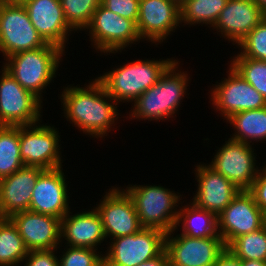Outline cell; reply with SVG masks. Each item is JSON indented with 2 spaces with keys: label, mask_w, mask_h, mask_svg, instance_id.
Returning a JSON list of instances; mask_svg holds the SVG:
<instances>
[{
  "label": "cell",
  "mask_w": 266,
  "mask_h": 266,
  "mask_svg": "<svg viewBox=\"0 0 266 266\" xmlns=\"http://www.w3.org/2000/svg\"><path fill=\"white\" fill-rule=\"evenodd\" d=\"M91 80L84 87L73 84L63 87L59 95L64 111L62 116L83 134L103 139L120 121L119 103L96 77Z\"/></svg>",
  "instance_id": "1"
},
{
  "label": "cell",
  "mask_w": 266,
  "mask_h": 266,
  "mask_svg": "<svg viewBox=\"0 0 266 266\" xmlns=\"http://www.w3.org/2000/svg\"><path fill=\"white\" fill-rule=\"evenodd\" d=\"M180 61L175 60L160 76L159 80L131 105L130 120L163 121L175 118L180 104L188 92L190 76L179 66ZM190 79V80H189ZM134 104V105H133Z\"/></svg>",
  "instance_id": "2"
},
{
  "label": "cell",
  "mask_w": 266,
  "mask_h": 266,
  "mask_svg": "<svg viewBox=\"0 0 266 266\" xmlns=\"http://www.w3.org/2000/svg\"><path fill=\"white\" fill-rule=\"evenodd\" d=\"M65 54L63 49L47 43L41 48L8 56L1 67L8 71L24 89L43 102L42 93L45 94L46 87L54 81Z\"/></svg>",
  "instance_id": "3"
},
{
  "label": "cell",
  "mask_w": 266,
  "mask_h": 266,
  "mask_svg": "<svg viewBox=\"0 0 266 266\" xmlns=\"http://www.w3.org/2000/svg\"><path fill=\"white\" fill-rule=\"evenodd\" d=\"M173 58L133 60L118 65L96 78L119 104L121 102L133 103L159 80L165 70L176 60L175 57Z\"/></svg>",
  "instance_id": "4"
},
{
  "label": "cell",
  "mask_w": 266,
  "mask_h": 266,
  "mask_svg": "<svg viewBox=\"0 0 266 266\" xmlns=\"http://www.w3.org/2000/svg\"><path fill=\"white\" fill-rule=\"evenodd\" d=\"M124 190L132 199L143 228L169 233L176 227L182 194L164 188L161 184H129Z\"/></svg>",
  "instance_id": "5"
},
{
  "label": "cell",
  "mask_w": 266,
  "mask_h": 266,
  "mask_svg": "<svg viewBox=\"0 0 266 266\" xmlns=\"http://www.w3.org/2000/svg\"><path fill=\"white\" fill-rule=\"evenodd\" d=\"M88 32L93 49L102 55L122 53L132 44L142 42L136 24L129 19L119 16L105 8L98 6L90 24L85 29ZM99 51V52H98Z\"/></svg>",
  "instance_id": "6"
},
{
  "label": "cell",
  "mask_w": 266,
  "mask_h": 266,
  "mask_svg": "<svg viewBox=\"0 0 266 266\" xmlns=\"http://www.w3.org/2000/svg\"><path fill=\"white\" fill-rule=\"evenodd\" d=\"M166 233L155 228H142L138 233L110 239L103 252L104 266H137L165 250Z\"/></svg>",
  "instance_id": "7"
},
{
  "label": "cell",
  "mask_w": 266,
  "mask_h": 266,
  "mask_svg": "<svg viewBox=\"0 0 266 266\" xmlns=\"http://www.w3.org/2000/svg\"><path fill=\"white\" fill-rule=\"evenodd\" d=\"M0 70V125L42 123L43 102L24 89L3 67Z\"/></svg>",
  "instance_id": "8"
},
{
  "label": "cell",
  "mask_w": 266,
  "mask_h": 266,
  "mask_svg": "<svg viewBox=\"0 0 266 266\" xmlns=\"http://www.w3.org/2000/svg\"><path fill=\"white\" fill-rule=\"evenodd\" d=\"M54 125L36 123L19 126L20 157L24 166L42 169L62 167L60 135Z\"/></svg>",
  "instance_id": "9"
},
{
  "label": "cell",
  "mask_w": 266,
  "mask_h": 266,
  "mask_svg": "<svg viewBox=\"0 0 266 266\" xmlns=\"http://www.w3.org/2000/svg\"><path fill=\"white\" fill-rule=\"evenodd\" d=\"M46 44L31 23L23 4L0 3V53L4 59Z\"/></svg>",
  "instance_id": "10"
},
{
  "label": "cell",
  "mask_w": 266,
  "mask_h": 266,
  "mask_svg": "<svg viewBox=\"0 0 266 266\" xmlns=\"http://www.w3.org/2000/svg\"><path fill=\"white\" fill-rule=\"evenodd\" d=\"M229 68V70H228ZM227 68V78L213 84L209 91L210 101L214 110L222 116L223 121L233 114L266 107L264 98L249 84L230 64ZM218 83V84H217Z\"/></svg>",
  "instance_id": "11"
},
{
  "label": "cell",
  "mask_w": 266,
  "mask_h": 266,
  "mask_svg": "<svg viewBox=\"0 0 266 266\" xmlns=\"http://www.w3.org/2000/svg\"><path fill=\"white\" fill-rule=\"evenodd\" d=\"M252 146L254 145L228 138L220 148L217 147L218 150L208 165L240 190H249L260 168Z\"/></svg>",
  "instance_id": "12"
},
{
  "label": "cell",
  "mask_w": 266,
  "mask_h": 266,
  "mask_svg": "<svg viewBox=\"0 0 266 266\" xmlns=\"http://www.w3.org/2000/svg\"><path fill=\"white\" fill-rule=\"evenodd\" d=\"M96 205L106 239L133 235L143 228L134 203L124 188L111 186Z\"/></svg>",
  "instance_id": "13"
},
{
  "label": "cell",
  "mask_w": 266,
  "mask_h": 266,
  "mask_svg": "<svg viewBox=\"0 0 266 266\" xmlns=\"http://www.w3.org/2000/svg\"><path fill=\"white\" fill-rule=\"evenodd\" d=\"M217 221L218 234L227 246L233 239L264 227L266 214L248 190H241L220 213Z\"/></svg>",
  "instance_id": "14"
},
{
  "label": "cell",
  "mask_w": 266,
  "mask_h": 266,
  "mask_svg": "<svg viewBox=\"0 0 266 266\" xmlns=\"http://www.w3.org/2000/svg\"><path fill=\"white\" fill-rule=\"evenodd\" d=\"M178 230L179 228H174L171 232L166 233L165 237V250L169 258L178 264L213 266L218 256L226 249L219 234L211 237L193 238L181 233L175 234Z\"/></svg>",
  "instance_id": "15"
},
{
  "label": "cell",
  "mask_w": 266,
  "mask_h": 266,
  "mask_svg": "<svg viewBox=\"0 0 266 266\" xmlns=\"http://www.w3.org/2000/svg\"><path fill=\"white\" fill-rule=\"evenodd\" d=\"M180 25V7L171 0H140L136 26L141 40L161 44Z\"/></svg>",
  "instance_id": "16"
},
{
  "label": "cell",
  "mask_w": 266,
  "mask_h": 266,
  "mask_svg": "<svg viewBox=\"0 0 266 266\" xmlns=\"http://www.w3.org/2000/svg\"><path fill=\"white\" fill-rule=\"evenodd\" d=\"M207 164L203 162L195 166L197 190L190 201L218 217L241 190Z\"/></svg>",
  "instance_id": "17"
},
{
  "label": "cell",
  "mask_w": 266,
  "mask_h": 266,
  "mask_svg": "<svg viewBox=\"0 0 266 266\" xmlns=\"http://www.w3.org/2000/svg\"><path fill=\"white\" fill-rule=\"evenodd\" d=\"M63 167L45 169L32 192L29 210L60 220L71 210L67 178Z\"/></svg>",
  "instance_id": "18"
},
{
  "label": "cell",
  "mask_w": 266,
  "mask_h": 266,
  "mask_svg": "<svg viewBox=\"0 0 266 266\" xmlns=\"http://www.w3.org/2000/svg\"><path fill=\"white\" fill-rule=\"evenodd\" d=\"M9 219L17 228L28 251L64 247L60 244L59 218L26 210L11 215Z\"/></svg>",
  "instance_id": "19"
},
{
  "label": "cell",
  "mask_w": 266,
  "mask_h": 266,
  "mask_svg": "<svg viewBox=\"0 0 266 266\" xmlns=\"http://www.w3.org/2000/svg\"><path fill=\"white\" fill-rule=\"evenodd\" d=\"M23 5L43 40L67 50L69 35L75 31L67 24L60 0H28Z\"/></svg>",
  "instance_id": "20"
},
{
  "label": "cell",
  "mask_w": 266,
  "mask_h": 266,
  "mask_svg": "<svg viewBox=\"0 0 266 266\" xmlns=\"http://www.w3.org/2000/svg\"><path fill=\"white\" fill-rule=\"evenodd\" d=\"M263 19L264 12L254 0H228L211 31L237 46Z\"/></svg>",
  "instance_id": "21"
},
{
  "label": "cell",
  "mask_w": 266,
  "mask_h": 266,
  "mask_svg": "<svg viewBox=\"0 0 266 266\" xmlns=\"http://www.w3.org/2000/svg\"><path fill=\"white\" fill-rule=\"evenodd\" d=\"M44 170L37 166H23L0 179V218L29 210L36 181Z\"/></svg>",
  "instance_id": "22"
},
{
  "label": "cell",
  "mask_w": 266,
  "mask_h": 266,
  "mask_svg": "<svg viewBox=\"0 0 266 266\" xmlns=\"http://www.w3.org/2000/svg\"><path fill=\"white\" fill-rule=\"evenodd\" d=\"M72 213L70 210L61 219V245L98 249L104 240L107 241L101 216L95 207L91 211Z\"/></svg>",
  "instance_id": "23"
},
{
  "label": "cell",
  "mask_w": 266,
  "mask_h": 266,
  "mask_svg": "<svg viewBox=\"0 0 266 266\" xmlns=\"http://www.w3.org/2000/svg\"><path fill=\"white\" fill-rule=\"evenodd\" d=\"M179 207L176 227L182 229L181 234L193 238L211 237L218 235L217 216L207 210L198 208L191 201Z\"/></svg>",
  "instance_id": "24"
},
{
  "label": "cell",
  "mask_w": 266,
  "mask_h": 266,
  "mask_svg": "<svg viewBox=\"0 0 266 266\" xmlns=\"http://www.w3.org/2000/svg\"><path fill=\"white\" fill-rule=\"evenodd\" d=\"M224 122L234 128L233 140L249 145L266 141V107L237 112Z\"/></svg>",
  "instance_id": "25"
},
{
  "label": "cell",
  "mask_w": 266,
  "mask_h": 266,
  "mask_svg": "<svg viewBox=\"0 0 266 266\" xmlns=\"http://www.w3.org/2000/svg\"><path fill=\"white\" fill-rule=\"evenodd\" d=\"M228 0H187L181 7V25L212 28Z\"/></svg>",
  "instance_id": "26"
},
{
  "label": "cell",
  "mask_w": 266,
  "mask_h": 266,
  "mask_svg": "<svg viewBox=\"0 0 266 266\" xmlns=\"http://www.w3.org/2000/svg\"><path fill=\"white\" fill-rule=\"evenodd\" d=\"M27 253L23 239L12 221L0 218V266H22Z\"/></svg>",
  "instance_id": "27"
},
{
  "label": "cell",
  "mask_w": 266,
  "mask_h": 266,
  "mask_svg": "<svg viewBox=\"0 0 266 266\" xmlns=\"http://www.w3.org/2000/svg\"><path fill=\"white\" fill-rule=\"evenodd\" d=\"M23 166L19 126L0 125V179L12 175Z\"/></svg>",
  "instance_id": "28"
},
{
  "label": "cell",
  "mask_w": 266,
  "mask_h": 266,
  "mask_svg": "<svg viewBox=\"0 0 266 266\" xmlns=\"http://www.w3.org/2000/svg\"><path fill=\"white\" fill-rule=\"evenodd\" d=\"M226 248L241 260L266 261V225L233 239Z\"/></svg>",
  "instance_id": "29"
},
{
  "label": "cell",
  "mask_w": 266,
  "mask_h": 266,
  "mask_svg": "<svg viewBox=\"0 0 266 266\" xmlns=\"http://www.w3.org/2000/svg\"><path fill=\"white\" fill-rule=\"evenodd\" d=\"M230 58L228 64L266 98V61L243 57L239 53Z\"/></svg>",
  "instance_id": "30"
},
{
  "label": "cell",
  "mask_w": 266,
  "mask_h": 266,
  "mask_svg": "<svg viewBox=\"0 0 266 266\" xmlns=\"http://www.w3.org/2000/svg\"><path fill=\"white\" fill-rule=\"evenodd\" d=\"M67 24L76 32L85 31L101 0H60Z\"/></svg>",
  "instance_id": "31"
},
{
  "label": "cell",
  "mask_w": 266,
  "mask_h": 266,
  "mask_svg": "<svg viewBox=\"0 0 266 266\" xmlns=\"http://www.w3.org/2000/svg\"><path fill=\"white\" fill-rule=\"evenodd\" d=\"M236 47L243 57L266 61V20L263 19Z\"/></svg>",
  "instance_id": "32"
},
{
  "label": "cell",
  "mask_w": 266,
  "mask_h": 266,
  "mask_svg": "<svg viewBox=\"0 0 266 266\" xmlns=\"http://www.w3.org/2000/svg\"><path fill=\"white\" fill-rule=\"evenodd\" d=\"M98 250L65 245L58 256L59 266H104L103 253Z\"/></svg>",
  "instance_id": "33"
},
{
  "label": "cell",
  "mask_w": 266,
  "mask_h": 266,
  "mask_svg": "<svg viewBox=\"0 0 266 266\" xmlns=\"http://www.w3.org/2000/svg\"><path fill=\"white\" fill-rule=\"evenodd\" d=\"M101 4L113 13L132 20L138 21L140 0H101Z\"/></svg>",
  "instance_id": "34"
},
{
  "label": "cell",
  "mask_w": 266,
  "mask_h": 266,
  "mask_svg": "<svg viewBox=\"0 0 266 266\" xmlns=\"http://www.w3.org/2000/svg\"><path fill=\"white\" fill-rule=\"evenodd\" d=\"M57 249L59 250L60 247L49 250L28 251L22 263L24 266H59V260L56 256Z\"/></svg>",
  "instance_id": "35"
},
{
  "label": "cell",
  "mask_w": 266,
  "mask_h": 266,
  "mask_svg": "<svg viewBox=\"0 0 266 266\" xmlns=\"http://www.w3.org/2000/svg\"><path fill=\"white\" fill-rule=\"evenodd\" d=\"M254 197L255 203L266 214V167L260 166L257 178L248 190Z\"/></svg>",
  "instance_id": "36"
},
{
  "label": "cell",
  "mask_w": 266,
  "mask_h": 266,
  "mask_svg": "<svg viewBox=\"0 0 266 266\" xmlns=\"http://www.w3.org/2000/svg\"><path fill=\"white\" fill-rule=\"evenodd\" d=\"M213 266H242V260L234 256L227 248L218 256Z\"/></svg>",
  "instance_id": "37"
},
{
  "label": "cell",
  "mask_w": 266,
  "mask_h": 266,
  "mask_svg": "<svg viewBox=\"0 0 266 266\" xmlns=\"http://www.w3.org/2000/svg\"><path fill=\"white\" fill-rule=\"evenodd\" d=\"M168 253L164 250L160 255L156 256L155 258L142 262L140 265L137 266H168Z\"/></svg>",
  "instance_id": "38"
},
{
  "label": "cell",
  "mask_w": 266,
  "mask_h": 266,
  "mask_svg": "<svg viewBox=\"0 0 266 266\" xmlns=\"http://www.w3.org/2000/svg\"><path fill=\"white\" fill-rule=\"evenodd\" d=\"M242 266H266V261L242 260Z\"/></svg>",
  "instance_id": "39"
},
{
  "label": "cell",
  "mask_w": 266,
  "mask_h": 266,
  "mask_svg": "<svg viewBox=\"0 0 266 266\" xmlns=\"http://www.w3.org/2000/svg\"><path fill=\"white\" fill-rule=\"evenodd\" d=\"M28 0H0V3H7V4H24Z\"/></svg>",
  "instance_id": "40"
},
{
  "label": "cell",
  "mask_w": 266,
  "mask_h": 266,
  "mask_svg": "<svg viewBox=\"0 0 266 266\" xmlns=\"http://www.w3.org/2000/svg\"><path fill=\"white\" fill-rule=\"evenodd\" d=\"M257 6L263 11L266 12V0H254Z\"/></svg>",
  "instance_id": "41"
},
{
  "label": "cell",
  "mask_w": 266,
  "mask_h": 266,
  "mask_svg": "<svg viewBox=\"0 0 266 266\" xmlns=\"http://www.w3.org/2000/svg\"><path fill=\"white\" fill-rule=\"evenodd\" d=\"M168 266H188V265L178 264V263H176V262H173V261L168 257Z\"/></svg>",
  "instance_id": "42"
},
{
  "label": "cell",
  "mask_w": 266,
  "mask_h": 266,
  "mask_svg": "<svg viewBox=\"0 0 266 266\" xmlns=\"http://www.w3.org/2000/svg\"><path fill=\"white\" fill-rule=\"evenodd\" d=\"M172 2H174L176 5H178L179 7H181L187 0H171Z\"/></svg>",
  "instance_id": "43"
}]
</instances>
